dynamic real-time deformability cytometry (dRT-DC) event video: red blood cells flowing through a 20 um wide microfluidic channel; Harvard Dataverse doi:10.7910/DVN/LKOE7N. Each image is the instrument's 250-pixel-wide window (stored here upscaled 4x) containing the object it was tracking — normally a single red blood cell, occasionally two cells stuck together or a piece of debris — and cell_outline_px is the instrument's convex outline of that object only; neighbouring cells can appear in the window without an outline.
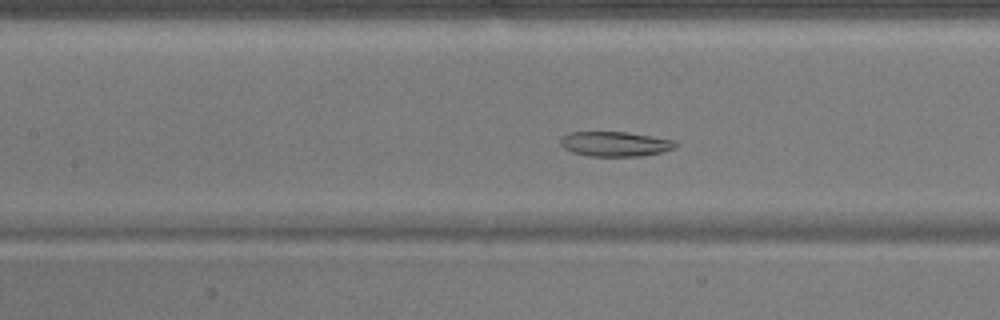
{"species": "common noctule bat (a hibernating species)", "species_latin": "Nyctalus noctula", "temperature_condition": "warm", "stored_images_in_passage": 50, "camera_frame_rate_fps": 3000, "um_per_image_px": 0.085, "animal": {"sex": "male", "body_mass_g": 17.9}, "frame": {"image": 1, "passage_image": 21, "time_ms": 6.667, "image_size_px": [1000, 320], "cell_outline_px": [[680, 144], [676, 148], [644, 156], [588, 156], [572, 152], [564, 148], [560, 144], [560, 136], [572, 132], [624, 132], [676, 140]], "centroid_in_image_um": [52.3, 12.24], "position_along_channel_um": 155.1, "area_um2": 16.76}}
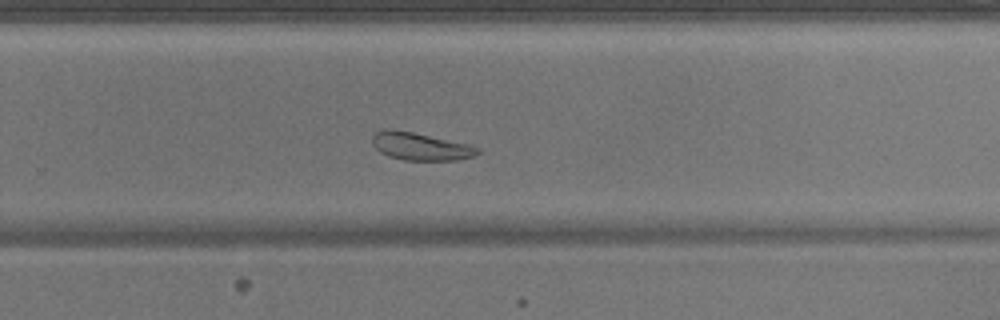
{"frame": {"image": 2, "passage_image": 32, "time_ms": 10.333, "image_size_px": [1000, 320], "cell_outline_px": [[480, 152], [472, 156], [456, 160], [404, 160], [388, 156], [380, 152], [372, 144], [372, 136], [376, 132], [388, 128], [412, 132], [468, 144], [480, 148]], "centroid_in_image_um": [35.71, 12.44], "position_along_channel_um": 294.1, "area_um2": 16.82}}
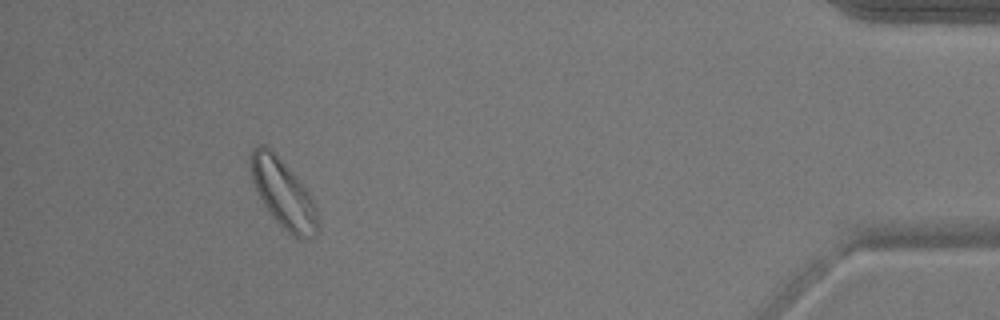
{"frame": {"image": 3, "passage_image": 46, "time_ms": 15.0, "image_size_px": [1000, 320], "cell_outline_px": [[316, 236], [292, 236], [272, 216], [256, 192], [252, 180], [248, 156], [252, 148], [256, 144], [264, 144], [280, 160], [312, 196], [316, 204]], "centroid_in_image_um": [24.0, 16.4], "position_along_channel_um": 411.2, "area_um2": 25.95}}